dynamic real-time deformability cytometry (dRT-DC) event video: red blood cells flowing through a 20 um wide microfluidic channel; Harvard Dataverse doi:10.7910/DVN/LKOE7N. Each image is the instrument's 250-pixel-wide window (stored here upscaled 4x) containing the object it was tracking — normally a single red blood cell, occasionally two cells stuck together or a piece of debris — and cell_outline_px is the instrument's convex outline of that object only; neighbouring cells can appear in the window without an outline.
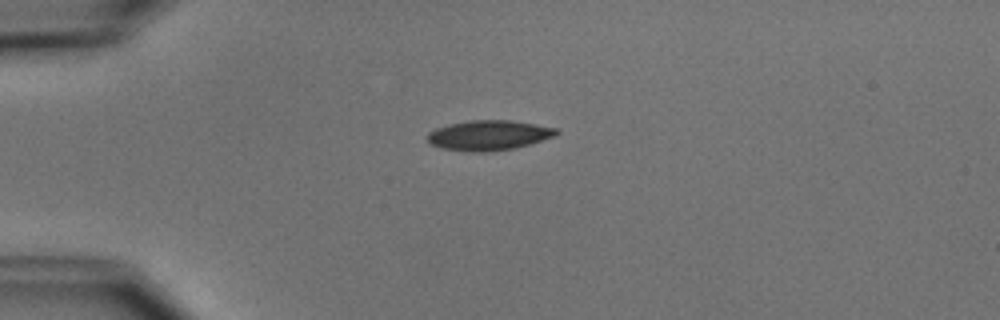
{"species": "common noctule bat (a hibernating species)", "species_latin": "Nyctalus noctula", "temperature_condition": "cold", "stored_images_in_passage": 41, "camera_frame_rate_fps": 3000, "um_per_image_px": 0.085, "animal": {"sex": "male", "body_mass_g": 15.6}, "frame": {"image": 1, "passage_image": 1, "time_ms": 0.0, "image_size_px": [1000, 320], "cell_outline_px": [[560, 132], [556, 136], [516, 148], [488, 152], [472, 152], [440, 148], [432, 144], [428, 140], [428, 132], [436, 128], [448, 124], [468, 120], [512, 120], [536, 124], [556, 128]], "centroid_in_image_um": [41.56, 11.5], "position_along_channel_um": 43.4, "area_um2": 22.72}}
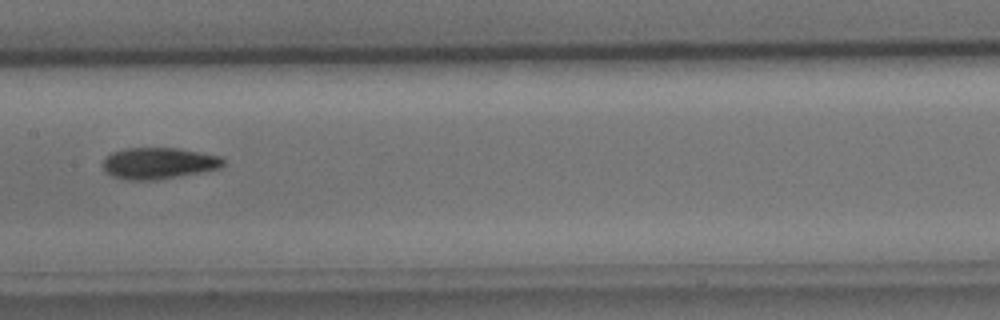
{"frame": {"image": 2, "passage_image": 15, "time_ms": 4.667, "image_size_px": [1000, 320], "cell_outline_px": [[224, 164], [220, 168], [200, 172], [156, 180], [124, 180], [112, 176], [104, 172], [104, 156], [112, 152], [124, 148], [176, 148], [224, 156]], "centroid_in_image_um": [13.47, 13.87], "position_along_channel_um": 193.9, "area_um2": 22.2}}
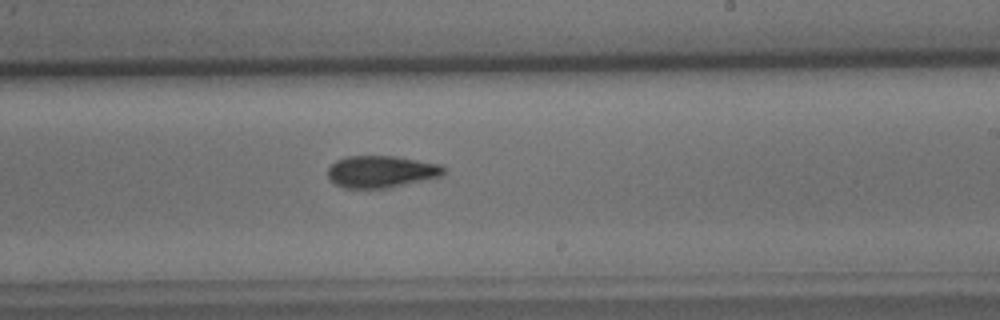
{"frame": {"image": 3, "passage_image": 20, "time_ms": 6.333, "image_size_px": [1000, 320], "cell_outline_px": [[444, 172], [440, 176], [388, 188], [344, 188], [336, 184], [328, 176], [328, 168], [336, 160], [348, 156], [396, 156], [440, 164], [444, 168]], "centroid_in_image_um": [32.38, 14.58], "position_along_channel_um": 256.6, "area_um2": 21.39}, "authors_computed_cell_mechanics": {"area_um2": 21.386, "velocity_mm_per_s": 3.7815, "shape_relaxation_time_tau1_ms": 4.2415, "shape_relaxation_time_tau2_ms": 6.5563, "deformation_change_tau1": 0.1226, "deformation_change_tau2": 0.1475}}